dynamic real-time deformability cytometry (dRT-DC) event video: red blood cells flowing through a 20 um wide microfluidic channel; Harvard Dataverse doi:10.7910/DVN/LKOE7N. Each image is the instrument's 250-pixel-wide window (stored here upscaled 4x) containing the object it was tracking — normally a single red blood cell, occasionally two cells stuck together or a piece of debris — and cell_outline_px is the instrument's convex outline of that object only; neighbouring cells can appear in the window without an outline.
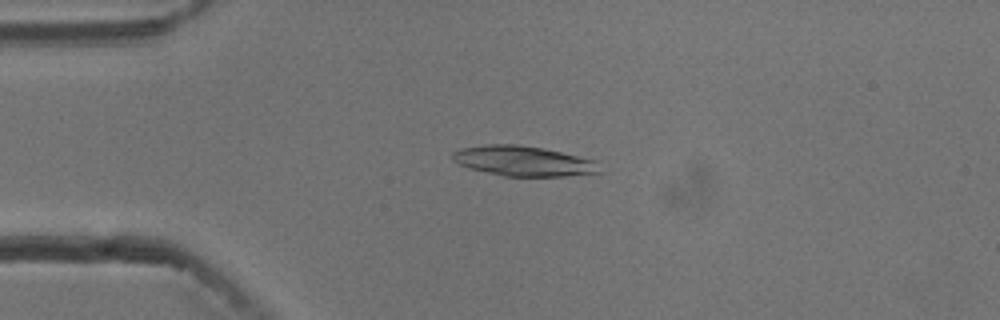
{"species": "common noctule bat (a hibernating species)", "species_latin": "Nyctalus noctula", "temperature_condition": "cold", "stored_images_in_passage": 54, "camera_frame_rate_fps": 3000, "um_per_image_px": 0.085, "animal": {"sex": "male", "body_mass_g": 13.3}, "frame": {"image": 1, "passage_image": 13, "time_ms": 4.0, "image_size_px": [1000, 320], "cell_outline_px": [[600, 172], [564, 176], [504, 176], [468, 168], [452, 160], [452, 152], [460, 148], [484, 144], [516, 144], [544, 148], [596, 160]], "centroid_in_image_um": [44.44, 13.67], "position_along_channel_um": 40.6, "area_um2": 25.78}}
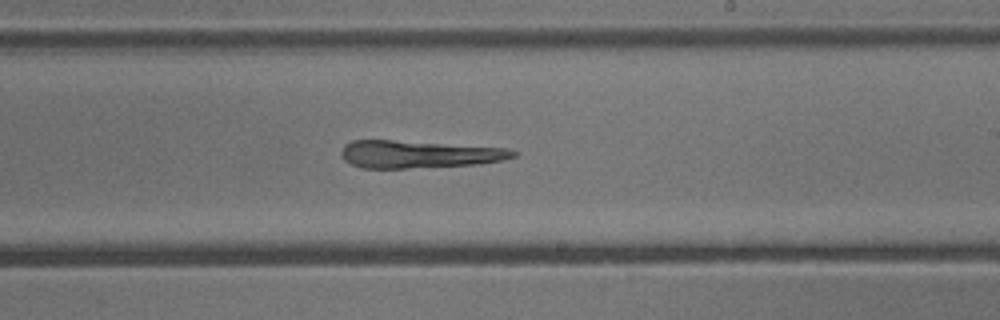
{"frame": {"image": 2, "passage_image": 32, "time_ms": 10.333, "image_size_px": [1000, 320], "cell_outline_px": [[516, 156], [504, 160], [476, 164], [404, 168], [360, 168], [344, 160], [340, 152], [344, 144], [352, 140], [392, 140], [504, 148], [516, 152]], "centroid_in_image_um": [35.52, 13.11], "position_along_channel_um": 253.5, "area_um2": 27.22}}
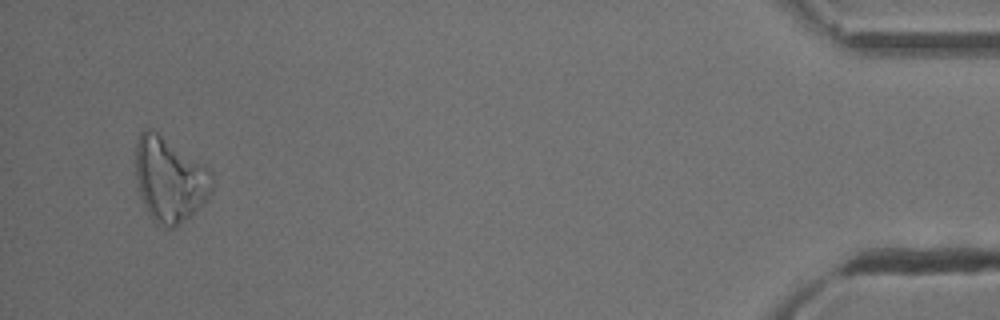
{"frame": {"image": 3, "passage_image": 52, "time_ms": 17.0, "image_size_px": [1000, 320], "cell_outline_px": [[212, 192], [188, 216], [172, 228], [164, 228], [156, 224], [148, 212], [144, 204], [140, 192], [136, 176], [136, 144], [140, 132], [144, 128], [152, 128], [160, 132], [200, 160], [212, 172]], "centroid_in_image_um": [14.41, 15.18], "position_along_channel_um": 420.8, "area_um2": 37.69}, "authors_computed_cell_mechanics": {"area_um2": 27.8307, "velocity_mm_per_s": 3.7604, "shape_relaxation_time_tau1_ms": 6.8689, "shape_relaxation_time_tau2_ms": 5.0063, "deformation_change_tau1": 0.142, "deformation_change_tau2": 0.1829}}